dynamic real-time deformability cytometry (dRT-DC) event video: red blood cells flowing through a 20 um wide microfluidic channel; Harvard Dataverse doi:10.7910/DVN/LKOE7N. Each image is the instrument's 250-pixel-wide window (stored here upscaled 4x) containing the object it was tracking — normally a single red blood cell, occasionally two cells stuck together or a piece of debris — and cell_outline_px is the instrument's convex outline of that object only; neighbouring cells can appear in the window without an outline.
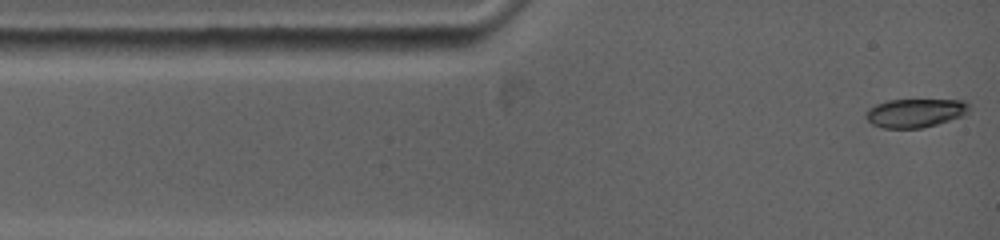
{"species": "common noctule bat (a hibernating species)", "species_latin": "Nyctalus noctula", "temperature_condition": "warm", "stored_images_in_passage": 2, "camera_frame_rate_fps": 5000, "um_per_image_px": 0.085, "animal": {"sex": "female", "body_mass_g": 19.0, "forearm_length_mm": 53.3}, "frame": {"image": 1, "passage_image": 1, "time_ms": 0.0, "image_size_px": [1000, 240], "cell_outline_px": [[968, 112], [964, 116], [936, 124], [920, 128], [884, 128], [872, 124], [864, 116], [864, 112], [868, 108], [876, 104], [888, 100], [964, 100], [968, 104]], "centroid_in_image_um": [77.76, 9.6], "position_along_channel_um": 7.2, "area_um2": 17.28}}